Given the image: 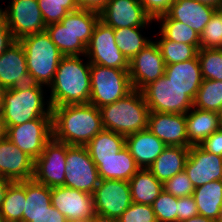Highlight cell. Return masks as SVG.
Here are the masks:
<instances>
[{"mask_svg": "<svg viewBox=\"0 0 222 222\" xmlns=\"http://www.w3.org/2000/svg\"><path fill=\"white\" fill-rule=\"evenodd\" d=\"M52 129L56 141L86 146L104 127L99 108L85 103L53 107Z\"/></svg>", "mask_w": 222, "mask_h": 222, "instance_id": "6da1fadb", "label": "cell"}, {"mask_svg": "<svg viewBox=\"0 0 222 222\" xmlns=\"http://www.w3.org/2000/svg\"><path fill=\"white\" fill-rule=\"evenodd\" d=\"M91 63L79 56H63L52 84L49 86L51 107L89 103Z\"/></svg>", "mask_w": 222, "mask_h": 222, "instance_id": "7a4b0ae2", "label": "cell"}, {"mask_svg": "<svg viewBox=\"0 0 222 222\" xmlns=\"http://www.w3.org/2000/svg\"><path fill=\"white\" fill-rule=\"evenodd\" d=\"M43 91L42 85L35 83L3 90L0 107L1 133L10 126L24 124L40 117H52L50 101L45 102Z\"/></svg>", "mask_w": 222, "mask_h": 222, "instance_id": "3957f363", "label": "cell"}, {"mask_svg": "<svg viewBox=\"0 0 222 222\" xmlns=\"http://www.w3.org/2000/svg\"><path fill=\"white\" fill-rule=\"evenodd\" d=\"M103 127L123 136L147 129L149 108L142 91L133 89L125 97L99 108Z\"/></svg>", "mask_w": 222, "mask_h": 222, "instance_id": "277c9868", "label": "cell"}, {"mask_svg": "<svg viewBox=\"0 0 222 222\" xmlns=\"http://www.w3.org/2000/svg\"><path fill=\"white\" fill-rule=\"evenodd\" d=\"M26 55L27 69L32 83L49 87L63 57L45 31L21 38Z\"/></svg>", "mask_w": 222, "mask_h": 222, "instance_id": "5b68a950", "label": "cell"}, {"mask_svg": "<svg viewBox=\"0 0 222 222\" xmlns=\"http://www.w3.org/2000/svg\"><path fill=\"white\" fill-rule=\"evenodd\" d=\"M90 78L89 103L97 108L116 102L133 90L128 69L91 64Z\"/></svg>", "mask_w": 222, "mask_h": 222, "instance_id": "8992f818", "label": "cell"}, {"mask_svg": "<svg viewBox=\"0 0 222 222\" xmlns=\"http://www.w3.org/2000/svg\"><path fill=\"white\" fill-rule=\"evenodd\" d=\"M149 112L186 114L193 101L165 75L149 83L142 90Z\"/></svg>", "mask_w": 222, "mask_h": 222, "instance_id": "52a82bcc", "label": "cell"}, {"mask_svg": "<svg viewBox=\"0 0 222 222\" xmlns=\"http://www.w3.org/2000/svg\"><path fill=\"white\" fill-rule=\"evenodd\" d=\"M65 171V187L93 195L100 182V177L96 164L85 146L67 144Z\"/></svg>", "mask_w": 222, "mask_h": 222, "instance_id": "ba28073f", "label": "cell"}, {"mask_svg": "<svg viewBox=\"0 0 222 222\" xmlns=\"http://www.w3.org/2000/svg\"><path fill=\"white\" fill-rule=\"evenodd\" d=\"M3 134L35 161L53 138L52 117H40L10 126Z\"/></svg>", "mask_w": 222, "mask_h": 222, "instance_id": "9c48e42d", "label": "cell"}, {"mask_svg": "<svg viewBox=\"0 0 222 222\" xmlns=\"http://www.w3.org/2000/svg\"><path fill=\"white\" fill-rule=\"evenodd\" d=\"M85 57L91 64L116 69H129V61L117 47L114 29L101 20L96 23Z\"/></svg>", "mask_w": 222, "mask_h": 222, "instance_id": "30bf717a", "label": "cell"}, {"mask_svg": "<svg viewBox=\"0 0 222 222\" xmlns=\"http://www.w3.org/2000/svg\"><path fill=\"white\" fill-rule=\"evenodd\" d=\"M67 144L52 138L34 161L33 179L50 188L64 186Z\"/></svg>", "mask_w": 222, "mask_h": 222, "instance_id": "8fae6325", "label": "cell"}, {"mask_svg": "<svg viewBox=\"0 0 222 222\" xmlns=\"http://www.w3.org/2000/svg\"><path fill=\"white\" fill-rule=\"evenodd\" d=\"M93 202L97 214L118 219L133 203L128 181L100 179Z\"/></svg>", "mask_w": 222, "mask_h": 222, "instance_id": "7c38bea8", "label": "cell"}, {"mask_svg": "<svg viewBox=\"0 0 222 222\" xmlns=\"http://www.w3.org/2000/svg\"><path fill=\"white\" fill-rule=\"evenodd\" d=\"M6 10V25L15 40L45 31L38 0H11Z\"/></svg>", "mask_w": 222, "mask_h": 222, "instance_id": "4fadbf2b", "label": "cell"}, {"mask_svg": "<svg viewBox=\"0 0 222 222\" xmlns=\"http://www.w3.org/2000/svg\"><path fill=\"white\" fill-rule=\"evenodd\" d=\"M165 67L158 44L151 41L129 61L128 73L133 89L141 91L149 83L162 77Z\"/></svg>", "mask_w": 222, "mask_h": 222, "instance_id": "5bb4252c", "label": "cell"}, {"mask_svg": "<svg viewBox=\"0 0 222 222\" xmlns=\"http://www.w3.org/2000/svg\"><path fill=\"white\" fill-rule=\"evenodd\" d=\"M99 20L113 29L147 27L153 22L139 0H107L99 11Z\"/></svg>", "mask_w": 222, "mask_h": 222, "instance_id": "9a60e30c", "label": "cell"}, {"mask_svg": "<svg viewBox=\"0 0 222 222\" xmlns=\"http://www.w3.org/2000/svg\"><path fill=\"white\" fill-rule=\"evenodd\" d=\"M51 204L68 222L92 220L96 214L92 194L65 186L51 189Z\"/></svg>", "mask_w": 222, "mask_h": 222, "instance_id": "2e32d148", "label": "cell"}, {"mask_svg": "<svg viewBox=\"0 0 222 222\" xmlns=\"http://www.w3.org/2000/svg\"><path fill=\"white\" fill-rule=\"evenodd\" d=\"M184 171L195 188L222 180V156L207 152L199 145L191 146Z\"/></svg>", "mask_w": 222, "mask_h": 222, "instance_id": "e0dca14e", "label": "cell"}, {"mask_svg": "<svg viewBox=\"0 0 222 222\" xmlns=\"http://www.w3.org/2000/svg\"><path fill=\"white\" fill-rule=\"evenodd\" d=\"M31 83L25 51L16 40L0 55V87L7 90Z\"/></svg>", "mask_w": 222, "mask_h": 222, "instance_id": "ac0fdd59", "label": "cell"}, {"mask_svg": "<svg viewBox=\"0 0 222 222\" xmlns=\"http://www.w3.org/2000/svg\"><path fill=\"white\" fill-rule=\"evenodd\" d=\"M147 129L166 146L191 147L186 133L185 114L149 112Z\"/></svg>", "mask_w": 222, "mask_h": 222, "instance_id": "d6986e66", "label": "cell"}, {"mask_svg": "<svg viewBox=\"0 0 222 222\" xmlns=\"http://www.w3.org/2000/svg\"><path fill=\"white\" fill-rule=\"evenodd\" d=\"M0 176L13 182L31 180L34 176V160L3 133L0 134Z\"/></svg>", "mask_w": 222, "mask_h": 222, "instance_id": "ffe728a7", "label": "cell"}, {"mask_svg": "<svg viewBox=\"0 0 222 222\" xmlns=\"http://www.w3.org/2000/svg\"><path fill=\"white\" fill-rule=\"evenodd\" d=\"M218 9L196 0H174L168 12L157 19L179 21L201 34L205 25Z\"/></svg>", "mask_w": 222, "mask_h": 222, "instance_id": "44dd1931", "label": "cell"}, {"mask_svg": "<svg viewBox=\"0 0 222 222\" xmlns=\"http://www.w3.org/2000/svg\"><path fill=\"white\" fill-rule=\"evenodd\" d=\"M125 146L134 158L136 165L141 169H148L166 147V145L148 129L126 136Z\"/></svg>", "mask_w": 222, "mask_h": 222, "instance_id": "7402d4cb", "label": "cell"}, {"mask_svg": "<svg viewBox=\"0 0 222 222\" xmlns=\"http://www.w3.org/2000/svg\"><path fill=\"white\" fill-rule=\"evenodd\" d=\"M164 75L194 102L202 83L201 66L196 56L193 59L166 65Z\"/></svg>", "mask_w": 222, "mask_h": 222, "instance_id": "603a6c76", "label": "cell"}, {"mask_svg": "<svg viewBox=\"0 0 222 222\" xmlns=\"http://www.w3.org/2000/svg\"><path fill=\"white\" fill-rule=\"evenodd\" d=\"M186 133L190 146L200 143L222 127L218 112L192 107L186 114Z\"/></svg>", "mask_w": 222, "mask_h": 222, "instance_id": "cb8c5ba5", "label": "cell"}, {"mask_svg": "<svg viewBox=\"0 0 222 222\" xmlns=\"http://www.w3.org/2000/svg\"><path fill=\"white\" fill-rule=\"evenodd\" d=\"M190 147L166 146L148 170L163 184L184 171Z\"/></svg>", "mask_w": 222, "mask_h": 222, "instance_id": "d4e9b609", "label": "cell"}, {"mask_svg": "<svg viewBox=\"0 0 222 222\" xmlns=\"http://www.w3.org/2000/svg\"><path fill=\"white\" fill-rule=\"evenodd\" d=\"M100 179L129 181L140 169L125 146L116 156L95 163Z\"/></svg>", "mask_w": 222, "mask_h": 222, "instance_id": "484cf974", "label": "cell"}, {"mask_svg": "<svg viewBox=\"0 0 222 222\" xmlns=\"http://www.w3.org/2000/svg\"><path fill=\"white\" fill-rule=\"evenodd\" d=\"M45 30L63 56H85L86 46L71 30L70 12L60 22L47 25Z\"/></svg>", "mask_w": 222, "mask_h": 222, "instance_id": "4316f807", "label": "cell"}, {"mask_svg": "<svg viewBox=\"0 0 222 222\" xmlns=\"http://www.w3.org/2000/svg\"><path fill=\"white\" fill-rule=\"evenodd\" d=\"M198 214L214 220L222 214V180H215L195 188L193 195Z\"/></svg>", "mask_w": 222, "mask_h": 222, "instance_id": "83f0119b", "label": "cell"}, {"mask_svg": "<svg viewBox=\"0 0 222 222\" xmlns=\"http://www.w3.org/2000/svg\"><path fill=\"white\" fill-rule=\"evenodd\" d=\"M133 203L153 205L164 190L160 182L148 169H139L128 181Z\"/></svg>", "mask_w": 222, "mask_h": 222, "instance_id": "f1b7e54d", "label": "cell"}, {"mask_svg": "<svg viewBox=\"0 0 222 222\" xmlns=\"http://www.w3.org/2000/svg\"><path fill=\"white\" fill-rule=\"evenodd\" d=\"M51 189L34 179L25 180L26 201L23 210V222H32L39 218L51 205Z\"/></svg>", "mask_w": 222, "mask_h": 222, "instance_id": "f546056e", "label": "cell"}, {"mask_svg": "<svg viewBox=\"0 0 222 222\" xmlns=\"http://www.w3.org/2000/svg\"><path fill=\"white\" fill-rule=\"evenodd\" d=\"M94 163L109 159L125 147V136L103 129L86 146Z\"/></svg>", "mask_w": 222, "mask_h": 222, "instance_id": "4dcf8cb0", "label": "cell"}, {"mask_svg": "<svg viewBox=\"0 0 222 222\" xmlns=\"http://www.w3.org/2000/svg\"><path fill=\"white\" fill-rule=\"evenodd\" d=\"M25 201V181L12 182L0 208V219L4 222H23Z\"/></svg>", "mask_w": 222, "mask_h": 222, "instance_id": "1f68e13d", "label": "cell"}, {"mask_svg": "<svg viewBox=\"0 0 222 222\" xmlns=\"http://www.w3.org/2000/svg\"><path fill=\"white\" fill-rule=\"evenodd\" d=\"M143 28L146 29V27H126L114 29L117 47L128 61H130L151 42V39L143 37L140 33Z\"/></svg>", "mask_w": 222, "mask_h": 222, "instance_id": "d6a6232c", "label": "cell"}, {"mask_svg": "<svg viewBox=\"0 0 222 222\" xmlns=\"http://www.w3.org/2000/svg\"><path fill=\"white\" fill-rule=\"evenodd\" d=\"M193 107L219 113L222 108V81L203 79Z\"/></svg>", "mask_w": 222, "mask_h": 222, "instance_id": "836d02e7", "label": "cell"}, {"mask_svg": "<svg viewBox=\"0 0 222 222\" xmlns=\"http://www.w3.org/2000/svg\"><path fill=\"white\" fill-rule=\"evenodd\" d=\"M161 39L155 41L162 53L165 65L184 62L197 56L198 49L194 45L168 40L161 32Z\"/></svg>", "mask_w": 222, "mask_h": 222, "instance_id": "e575fe53", "label": "cell"}, {"mask_svg": "<svg viewBox=\"0 0 222 222\" xmlns=\"http://www.w3.org/2000/svg\"><path fill=\"white\" fill-rule=\"evenodd\" d=\"M161 22L160 32L168 39L178 43L194 45L200 49V35L187 25L173 19H156Z\"/></svg>", "mask_w": 222, "mask_h": 222, "instance_id": "d590c367", "label": "cell"}, {"mask_svg": "<svg viewBox=\"0 0 222 222\" xmlns=\"http://www.w3.org/2000/svg\"><path fill=\"white\" fill-rule=\"evenodd\" d=\"M98 20L99 12L93 10L79 8L70 12L71 30L85 46L89 44Z\"/></svg>", "mask_w": 222, "mask_h": 222, "instance_id": "8d00e7d4", "label": "cell"}, {"mask_svg": "<svg viewBox=\"0 0 222 222\" xmlns=\"http://www.w3.org/2000/svg\"><path fill=\"white\" fill-rule=\"evenodd\" d=\"M197 56L202 78L222 81V48L199 49Z\"/></svg>", "mask_w": 222, "mask_h": 222, "instance_id": "74e56055", "label": "cell"}, {"mask_svg": "<svg viewBox=\"0 0 222 222\" xmlns=\"http://www.w3.org/2000/svg\"><path fill=\"white\" fill-rule=\"evenodd\" d=\"M38 5L46 26L60 22L69 12L79 9L75 0H38Z\"/></svg>", "mask_w": 222, "mask_h": 222, "instance_id": "f35d334b", "label": "cell"}, {"mask_svg": "<svg viewBox=\"0 0 222 222\" xmlns=\"http://www.w3.org/2000/svg\"><path fill=\"white\" fill-rule=\"evenodd\" d=\"M222 48V9H218L200 34V49Z\"/></svg>", "mask_w": 222, "mask_h": 222, "instance_id": "ab89813d", "label": "cell"}, {"mask_svg": "<svg viewBox=\"0 0 222 222\" xmlns=\"http://www.w3.org/2000/svg\"><path fill=\"white\" fill-rule=\"evenodd\" d=\"M157 222H177L178 198L163 190L153 202Z\"/></svg>", "mask_w": 222, "mask_h": 222, "instance_id": "60d3db41", "label": "cell"}, {"mask_svg": "<svg viewBox=\"0 0 222 222\" xmlns=\"http://www.w3.org/2000/svg\"><path fill=\"white\" fill-rule=\"evenodd\" d=\"M163 188L167 193L177 198L193 195L195 190L194 185L185 171L177 173L175 176L167 180L163 184Z\"/></svg>", "mask_w": 222, "mask_h": 222, "instance_id": "b9f144b4", "label": "cell"}, {"mask_svg": "<svg viewBox=\"0 0 222 222\" xmlns=\"http://www.w3.org/2000/svg\"><path fill=\"white\" fill-rule=\"evenodd\" d=\"M118 222H157L151 205L132 203L118 218Z\"/></svg>", "mask_w": 222, "mask_h": 222, "instance_id": "7bdbcfd3", "label": "cell"}, {"mask_svg": "<svg viewBox=\"0 0 222 222\" xmlns=\"http://www.w3.org/2000/svg\"><path fill=\"white\" fill-rule=\"evenodd\" d=\"M146 13L155 21L165 15L174 0H139Z\"/></svg>", "mask_w": 222, "mask_h": 222, "instance_id": "ee69618b", "label": "cell"}, {"mask_svg": "<svg viewBox=\"0 0 222 222\" xmlns=\"http://www.w3.org/2000/svg\"><path fill=\"white\" fill-rule=\"evenodd\" d=\"M198 215V208L192 195L178 198L177 222Z\"/></svg>", "mask_w": 222, "mask_h": 222, "instance_id": "f6af8a7d", "label": "cell"}, {"mask_svg": "<svg viewBox=\"0 0 222 222\" xmlns=\"http://www.w3.org/2000/svg\"><path fill=\"white\" fill-rule=\"evenodd\" d=\"M199 146L207 152L222 156V127L205 138Z\"/></svg>", "mask_w": 222, "mask_h": 222, "instance_id": "bcb514c9", "label": "cell"}, {"mask_svg": "<svg viewBox=\"0 0 222 222\" xmlns=\"http://www.w3.org/2000/svg\"><path fill=\"white\" fill-rule=\"evenodd\" d=\"M32 222H68V220L51 204L39 218Z\"/></svg>", "mask_w": 222, "mask_h": 222, "instance_id": "7dc6e473", "label": "cell"}, {"mask_svg": "<svg viewBox=\"0 0 222 222\" xmlns=\"http://www.w3.org/2000/svg\"><path fill=\"white\" fill-rule=\"evenodd\" d=\"M16 40L13 38L11 31L5 24L0 27V55Z\"/></svg>", "mask_w": 222, "mask_h": 222, "instance_id": "c3c4849f", "label": "cell"}, {"mask_svg": "<svg viewBox=\"0 0 222 222\" xmlns=\"http://www.w3.org/2000/svg\"><path fill=\"white\" fill-rule=\"evenodd\" d=\"M80 9H88L99 12L107 0H75Z\"/></svg>", "mask_w": 222, "mask_h": 222, "instance_id": "681fc988", "label": "cell"}, {"mask_svg": "<svg viewBox=\"0 0 222 222\" xmlns=\"http://www.w3.org/2000/svg\"><path fill=\"white\" fill-rule=\"evenodd\" d=\"M13 181L5 178V177H2L0 176V208H1V205L4 201V198H5V194H6V191L9 187V185L12 183Z\"/></svg>", "mask_w": 222, "mask_h": 222, "instance_id": "f907efd6", "label": "cell"}, {"mask_svg": "<svg viewBox=\"0 0 222 222\" xmlns=\"http://www.w3.org/2000/svg\"><path fill=\"white\" fill-rule=\"evenodd\" d=\"M91 222H118L117 218L107 217L100 214H95Z\"/></svg>", "mask_w": 222, "mask_h": 222, "instance_id": "816d5d0a", "label": "cell"}, {"mask_svg": "<svg viewBox=\"0 0 222 222\" xmlns=\"http://www.w3.org/2000/svg\"><path fill=\"white\" fill-rule=\"evenodd\" d=\"M181 222H215L214 220L200 216L199 214Z\"/></svg>", "mask_w": 222, "mask_h": 222, "instance_id": "f5cc1de1", "label": "cell"}, {"mask_svg": "<svg viewBox=\"0 0 222 222\" xmlns=\"http://www.w3.org/2000/svg\"><path fill=\"white\" fill-rule=\"evenodd\" d=\"M196 1L211 5L217 9H222V0H196Z\"/></svg>", "mask_w": 222, "mask_h": 222, "instance_id": "db71d44e", "label": "cell"}, {"mask_svg": "<svg viewBox=\"0 0 222 222\" xmlns=\"http://www.w3.org/2000/svg\"><path fill=\"white\" fill-rule=\"evenodd\" d=\"M6 24V10L0 7V27Z\"/></svg>", "mask_w": 222, "mask_h": 222, "instance_id": "11a10c76", "label": "cell"}, {"mask_svg": "<svg viewBox=\"0 0 222 222\" xmlns=\"http://www.w3.org/2000/svg\"><path fill=\"white\" fill-rule=\"evenodd\" d=\"M2 92H3V89L0 87V107H1Z\"/></svg>", "mask_w": 222, "mask_h": 222, "instance_id": "9f6ffc18", "label": "cell"}, {"mask_svg": "<svg viewBox=\"0 0 222 222\" xmlns=\"http://www.w3.org/2000/svg\"><path fill=\"white\" fill-rule=\"evenodd\" d=\"M219 116H220V119H221V125H222V108H221V110H220V112H219Z\"/></svg>", "mask_w": 222, "mask_h": 222, "instance_id": "6f0895ef", "label": "cell"}, {"mask_svg": "<svg viewBox=\"0 0 222 222\" xmlns=\"http://www.w3.org/2000/svg\"><path fill=\"white\" fill-rule=\"evenodd\" d=\"M73 222H91V220L73 221Z\"/></svg>", "mask_w": 222, "mask_h": 222, "instance_id": "680465c9", "label": "cell"}, {"mask_svg": "<svg viewBox=\"0 0 222 222\" xmlns=\"http://www.w3.org/2000/svg\"><path fill=\"white\" fill-rule=\"evenodd\" d=\"M216 222H222V217H219Z\"/></svg>", "mask_w": 222, "mask_h": 222, "instance_id": "91938a15", "label": "cell"}]
</instances>
